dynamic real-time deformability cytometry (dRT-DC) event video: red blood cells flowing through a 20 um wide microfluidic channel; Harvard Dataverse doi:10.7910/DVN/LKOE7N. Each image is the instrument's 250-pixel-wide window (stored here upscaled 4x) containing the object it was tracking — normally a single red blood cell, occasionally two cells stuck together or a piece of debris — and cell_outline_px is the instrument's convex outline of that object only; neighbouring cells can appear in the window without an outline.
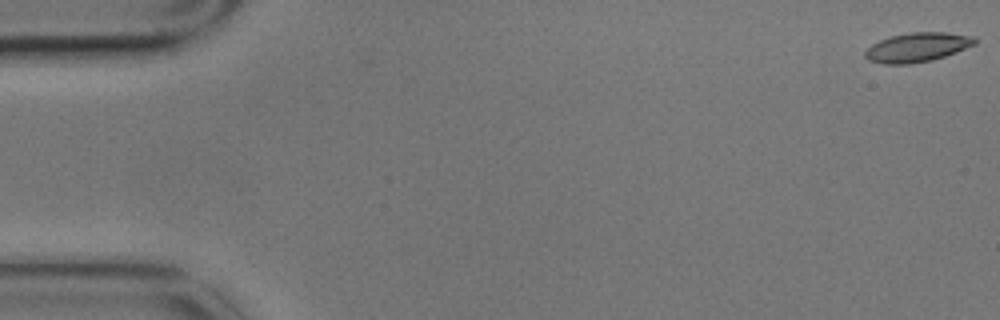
{"species": "common noctule bat (a hibernating species)", "species_latin": "Nyctalus noctula", "temperature_condition": "cold", "stored_images_in_passage": 5, "camera_frame_rate_fps": 3000, "um_per_image_px": 0.085, "animal": {"sex": "male", "body_mass_g": 17.9}, "frame": {"image": 1, "passage_image": 1, "time_ms": 0.0, "image_size_px": [1000, 320], "cell_outline_px": [[976, 44], [956, 52], [932, 60], [908, 64], [884, 64], [868, 60], [864, 56], [864, 52], [872, 44], [888, 36], [912, 32], [944, 32], [972, 36], [976, 40]], "centroid_in_image_um": [77.94, 4.02], "position_along_channel_um": 7.1, "area_um2": 18.67}}
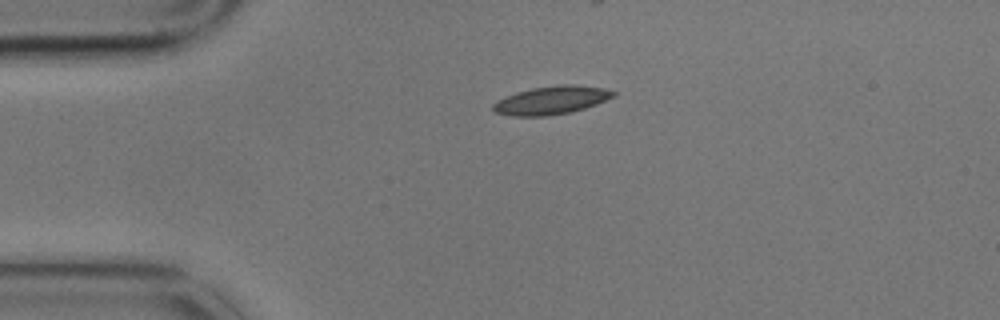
{"frame": {"image": 2, "passage_image": 4, "time_ms": 1.0, "image_size_px": [1000, 320], "cell_outline_px": [[616, 96], [596, 104], [572, 112], [548, 116], [512, 116], [496, 112], [492, 108], [492, 104], [496, 100], [504, 96], [516, 92], [532, 88], [560, 84], [572, 84], [604, 88], [616, 92]], "centroid_in_image_um": [46.86, 8.52], "position_along_channel_um": 38.1, "area_um2": 19.94}}